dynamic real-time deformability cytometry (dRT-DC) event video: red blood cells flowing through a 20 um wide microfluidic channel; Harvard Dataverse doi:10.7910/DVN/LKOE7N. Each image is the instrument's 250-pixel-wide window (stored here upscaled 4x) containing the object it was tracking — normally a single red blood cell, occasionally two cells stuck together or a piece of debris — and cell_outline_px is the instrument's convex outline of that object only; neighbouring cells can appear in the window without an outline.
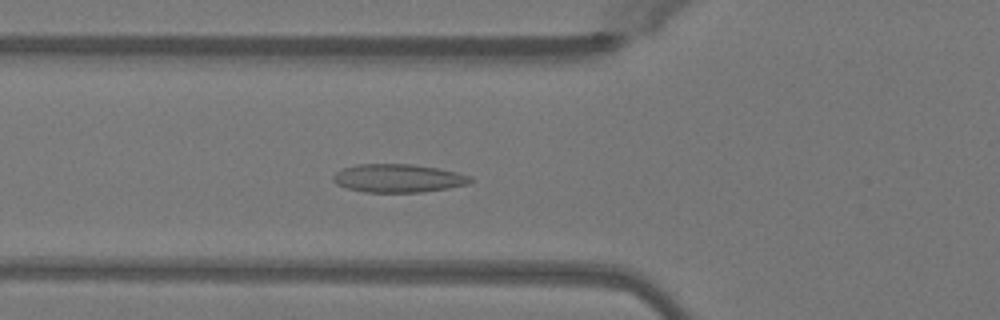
{"species": "Egyptian fruit bat (a non-hibernating species)", "species_latin": "Rousettus aegyptiacus", "temperature_condition": "warm", "stored_images_in_passage": 37, "camera_frame_rate_fps": 3000, "um_per_image_px": 0.085, "animal": {"sex": "female"}, "frame": {"image": 1, "passage_image": 5, "time_ms": 1.333, "image_size_px": [1000, 320], "cell_outline_px": [[472, 184], [448, 188], [420, 192], [364, 192], [348, 188], [336, 184], [332, 180], [332, 176], [336, 172], [344, 168], [356, 164], [412, 164], [440, 168], [472, 176]], "centroid_in_image_um": [33.87, 15.14], "position_along_channel_um": 91.9, "area_um2": 22.77}}
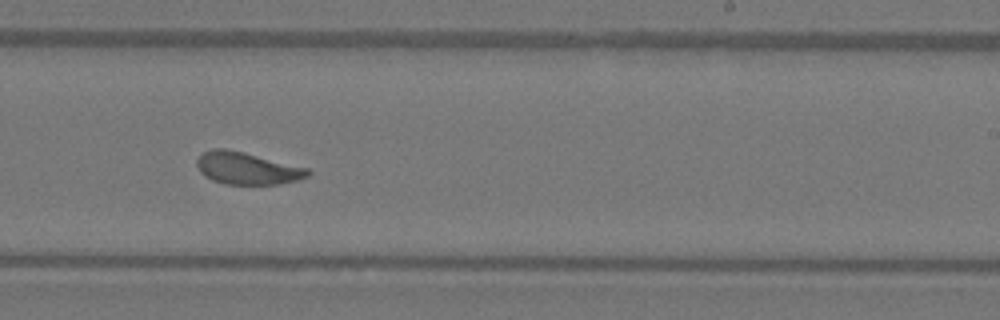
{"frame": {"image": 2, "passage_image": 18, "time_ms": 5.667, "image_size_px": [1000, 320], "cell_outline_px": [[312, 172], [308, 176], [296, 180], [280, 184], [224, 184], [212, 180], [204, 176], [200, 172], [196, 164], [196, 160], [204, 152], [212, 148], [224, 148], [244, 152], [308, 168]], "centroid_in_image_um": [20.99, 14.3], "position_along_channel_um": 268.0, "area_um2": 20.81}}
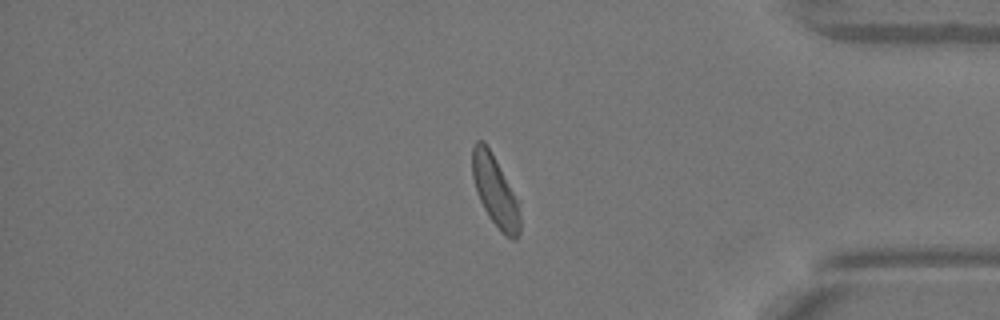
{"frame": {"image": 3, "passage_image": 29, "time_ms": 9.333, "image_size_px": [1000, 320], "cell_outline_px": [[520, 232], [516, 240], [512, 240], [504, 236], [500, 232], [488, 216], [476, 192], [472, 176], [472, 148], [476, 140], [484, 140], [512, 192], [516, 200], [520, 216]], "centroid_in_image_um": [42.05, 16.3], "position_along_channel_um": 393.1, "area_um2": 19.19}, "authors_computed_cell_mechanics": {"area_um2": 20.808, "velocity_mm_per_s": 4.0612, "shape_relaxation_time_tau1_ms": 3.5973, "shape_relaxation_time_tau2_ms": 1.2485, "deformation_change_tau1": 0.1281, "deformation_change_tau2": 0.0679}}